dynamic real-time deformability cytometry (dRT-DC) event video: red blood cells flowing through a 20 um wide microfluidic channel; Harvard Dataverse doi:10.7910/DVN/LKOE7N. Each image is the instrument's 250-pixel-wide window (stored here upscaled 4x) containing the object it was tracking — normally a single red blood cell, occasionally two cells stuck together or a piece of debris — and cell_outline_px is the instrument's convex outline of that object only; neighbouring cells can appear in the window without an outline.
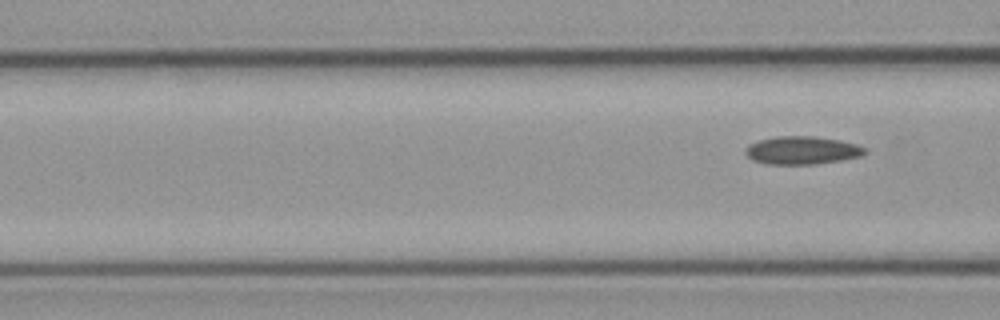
{"species": "common noctule bat (a hibernating species)", "species_latin": "Nyctalus noctula", "temperature_condition": "cold", "stored_images_in_passage": 4, "segment_of_instrument_passage": [2, 2], "camera_frame_rate_fps": 3000, "um_per_image_px": 0.085, "animal": {"sex": "male", "body_mass_g": 23.1, "forearm_length_mm": 52.7}, "frame": {"image": 1, "passage_image": 4, "time_ms": 3.667, "image_size_px": [1000, 320], "cell_outline_px": [[868, 152], [860, 156], [840, 160], [812, 164], [768, 164], [752, 160], [744, 152], [748, 144], [760, 140], [776, 136], [816, 136], [840, 140], [856, 144], [868, 148]], "centroid_in_image_um": [68.19, 12.77], "position_along_channel_um": 98.4, "area_um2": 19.54}}